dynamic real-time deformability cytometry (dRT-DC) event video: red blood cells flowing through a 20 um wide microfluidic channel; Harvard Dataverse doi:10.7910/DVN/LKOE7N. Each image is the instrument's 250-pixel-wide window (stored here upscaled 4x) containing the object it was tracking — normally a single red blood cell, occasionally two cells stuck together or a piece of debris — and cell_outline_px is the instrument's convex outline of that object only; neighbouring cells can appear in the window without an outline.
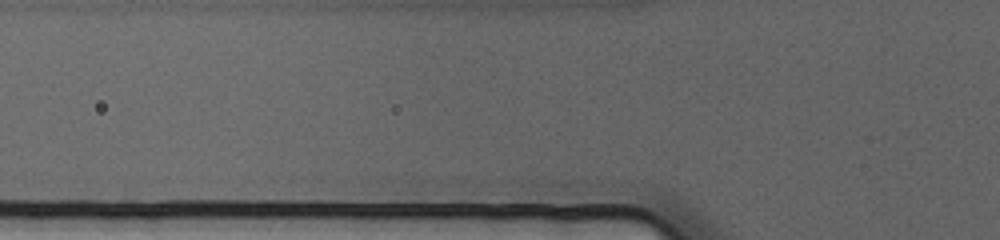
{"species": "human", "species_latin": "Homo sapiens", "temperature_condition": "cold", "stored_images_in_passage": 3, "camera_frame_rate_fps": 3000, "um_per_image_px": 0.085, "donor": {"sex": "female"}, "frame": {"image": 1, "passage_image": 2, "time_ms": 0.333, "image_size_px": [1000, 240], "cell_outline_px": [[616, 184], [588, 208], [480, 208], [472, 184], [472, 180], [560, 180]], "centroid_in_image_um": [45.74, 16.46], "position_along_channel_um": 80.1, "area_um2": 25.2}}